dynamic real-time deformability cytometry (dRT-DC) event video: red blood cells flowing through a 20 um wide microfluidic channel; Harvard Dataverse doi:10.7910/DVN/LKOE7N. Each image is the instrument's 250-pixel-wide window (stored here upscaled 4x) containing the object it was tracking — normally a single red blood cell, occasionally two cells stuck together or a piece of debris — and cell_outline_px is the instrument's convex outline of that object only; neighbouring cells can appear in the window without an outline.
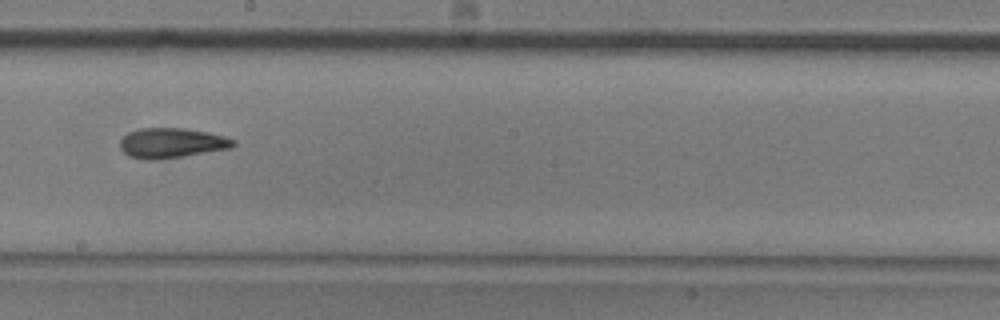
{"species": "common noctule bat (a hibernating species)", "species_latin": "Nyctalus noctula", "temperature_condition": "room temperature", "stored_images_in_passage": 10, "camera_frame_rate_fps": 3000, "um_per_image_px": 0.085, "animal": {"sex": "male", "body_mass_g": 20.5, "forearm_length_mm": 52.5}, "frame": {"image": 1, "passage_image": 9, "time_ms": 2.667, "image_size_px": [1000, 320], "cell_outline_px": [[236, 144], [228, 148], [156, 160], [148, 160], [128, 156], [120, 148], [120, 140], [128, 132], [140, 128], [184, 128], [208, 132], [224, 136], [236, 140]], "centroid_in_image_um": [14.55, 12.14], "position_along_channel_um": 233.7, "area_um2": 19.59}}
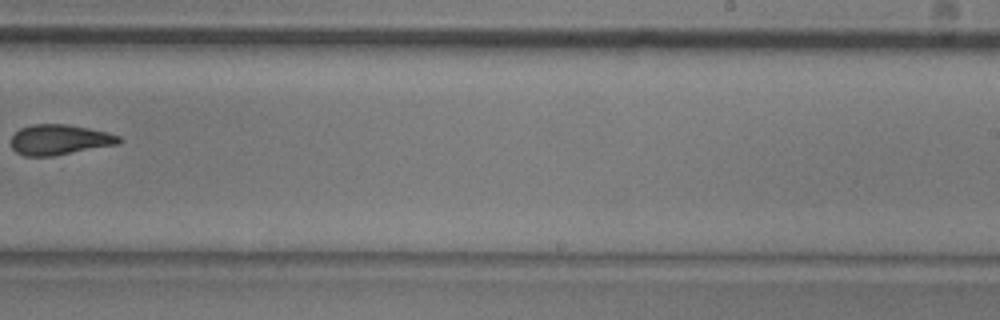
{"frame": {"image": 2, "passage_image": 10, "time_ms": 3.0, "image_size_px": [1000, 320], "cell_outline_px": [[124, 140], [120, 144], [52, 156], [24, 156], [16, 152], [12, 148], [12, 136], [20, 128], [32, 124], [64, 124], [88, 128], [108, 132], [120, 136]], "centroid_in_image_um": [5.09, 11.88], "position_along_channel_um": 283.9, "area_um2": 19.13}}